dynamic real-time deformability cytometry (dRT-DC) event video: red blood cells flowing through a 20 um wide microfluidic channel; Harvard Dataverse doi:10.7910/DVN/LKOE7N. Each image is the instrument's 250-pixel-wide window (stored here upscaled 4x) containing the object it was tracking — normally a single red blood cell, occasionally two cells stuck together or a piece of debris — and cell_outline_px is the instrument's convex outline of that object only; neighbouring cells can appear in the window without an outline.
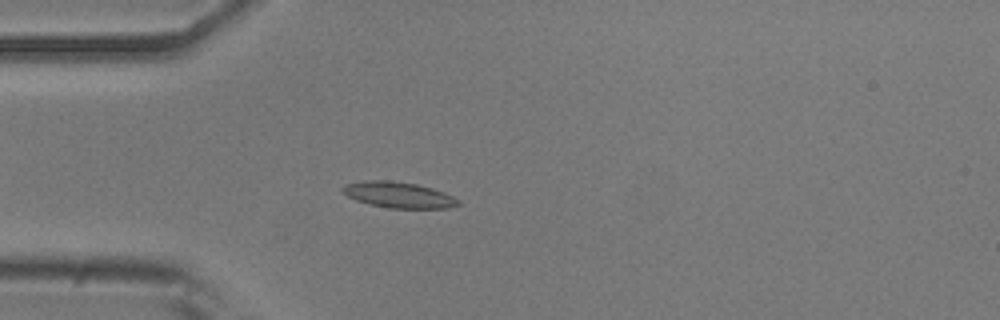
{"species": "common noctule bat (a hibernating species)", "species_latin": "Nyctalus noctula", "temperature_condition": "room temperature", "stored_images_in_passage": 53, "camera_frame_rate_fps": 3000, "um_per_image_px": 0.085, "animal": {"sex": "male", "body_mass_g": 20.5, "forearm_length_mm": 52.5}, "frame": {"image": 1, "passage_image": 14, "time_ms": 4.333, "image_size_px": [1000, 320], "cell_outline_px": [[460, 204], [448, 208], [388, 208], [356, 200], [348, 196], [340, 188], [348, 184], [364, 180], [388, 180], [416, 184], [432, 188], [444, 192], [460, 200]], "centroid_in_image_um": [33.91, 16.56], "position_along_channel_um": 51.1, "area_um2": 17.28}}
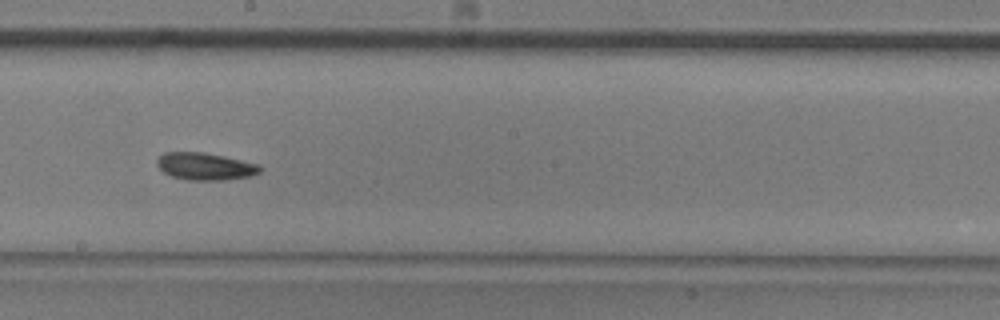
{"frame": {"image": 2, "passage_image": 29, "time_ms": 9.333, "image_size_px": [1000, 320], "cell_outline_px": [[264, 168], [260, 172], [252, 176], [224, 180], [188, 180], [172, 176], [164, 172], [156, 164], [156, 160], [164, 152], [204, 152], [224, 156], [260, 164]], "centroid_in_image_um": [17.48, 14.14], "position_along_channel_um": 230.7, "area_um2": 16.53}}
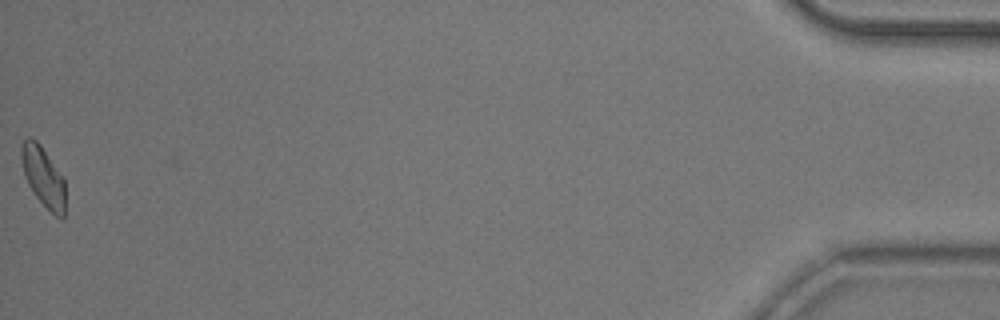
{"frame": {"image": 3, "passage_image": 53, "time_ms": 17.333, "image_size_px": [1000, 320], "cell_outline_px": [[64, 220], [60, 220], [36, 196], [28, 184], [24, 172], [20, 156], [20, 148], [24, 140], [28, 136], [36, 140], [40, 144], [64, 180]], "centroid_in_image_um": [3.66, 15.01], "position_along_channel_um": 431.5, "area_um2": 14.97}, "authors_computed_cell_mechanics": {"area_um2": 15.895, "velocity_mm_per_s": 3.7646, "shape_relaxation_time_tau1_ms": 4.6444, "shape_relaxation_time_tau2_ms": 1.9687, "deformation_change_tau1": 0.0995, "deformation_change_tau2": 0.07}}